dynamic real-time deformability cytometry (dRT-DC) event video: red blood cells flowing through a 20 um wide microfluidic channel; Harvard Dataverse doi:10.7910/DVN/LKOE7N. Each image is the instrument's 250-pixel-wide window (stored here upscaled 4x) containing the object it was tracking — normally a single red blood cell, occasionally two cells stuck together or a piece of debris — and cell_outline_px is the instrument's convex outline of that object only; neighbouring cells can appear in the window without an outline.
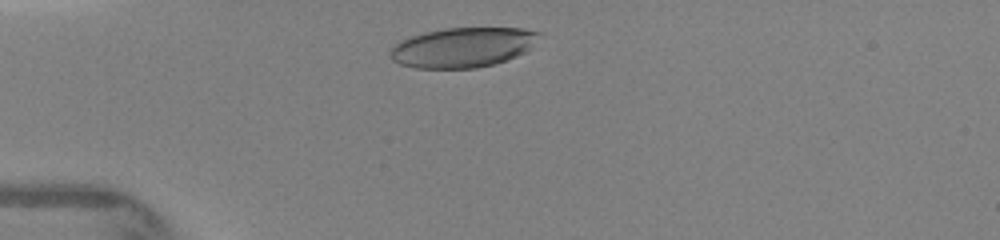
{"species": "human", "species_latin": "Homo sapiens", "temperature_condition": "warm", "stored_images_in_passage": 5, "camera_frame_rate_fps": 3000, "um_per_image_px": 0.085, "donor": {"sex": "female"}, "frame": {"image": 1, "passage_image": 3, "time_ms": 1.0, "image_size_px": [1000, 240], "cell_outline_px": [[540, 32], [528, 48], [524, 52], [516, 56], [492, 64], [476, 68], [416, 68], [400, 64], [392, 60], [388, 56], [392, 48], [396, 44], [412, 36], [424, 32], [444, 28], [520, 28]], "centroid_in_image_um": [39.27, 4.03], "position_along_channel_um": 45.7, "area_um2": 33.99}}